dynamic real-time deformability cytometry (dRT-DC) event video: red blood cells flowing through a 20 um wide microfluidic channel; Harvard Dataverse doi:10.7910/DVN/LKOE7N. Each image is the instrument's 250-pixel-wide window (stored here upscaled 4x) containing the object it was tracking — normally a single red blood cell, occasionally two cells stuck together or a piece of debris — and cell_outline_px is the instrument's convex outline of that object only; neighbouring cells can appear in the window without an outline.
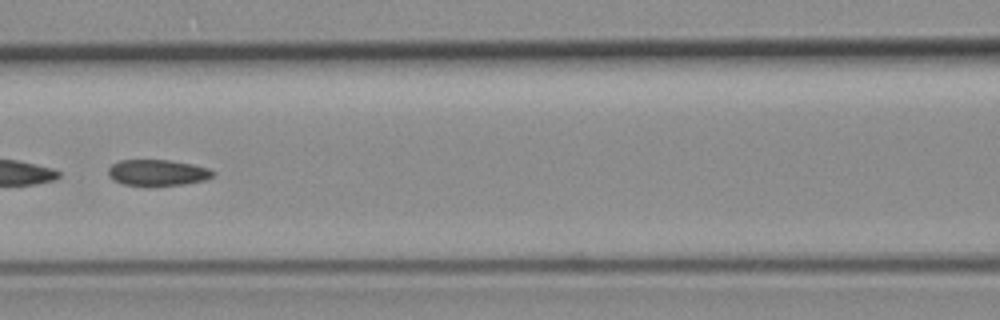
{"species": "common noctule bat (a hibernating species)", "species_latin": "Nyctalus noctula", "temperature_condition": "room temperature", "stored_images_in_passage": 51, "segment_of_instrument_passage": [2, 2], "camera_frame_rate_fps": 3000, "um_per_image_px": 0.085, "animal": {"sex": "female", "body_mass_g": 19.3, "forearm_length_mm": 54.1}, "frame": {"image": 1, "passage_image": 22, "time_ms": 7.0, "image_size_px": [1000, 320], "cell_outline_px": [[216, 176], [204, 180], [184, 184], [148, 188], [144, 188], [124, 184], [112, 180], [108, 176], [108, 168], [112, 164], [120, 160], [168, 160], [192, 164], [208, 168], [216, 172]], "centroid_in_image_um": [13.37, 14.71], "position_along_channel_um": 153.2, "area_um2": 16.59}}
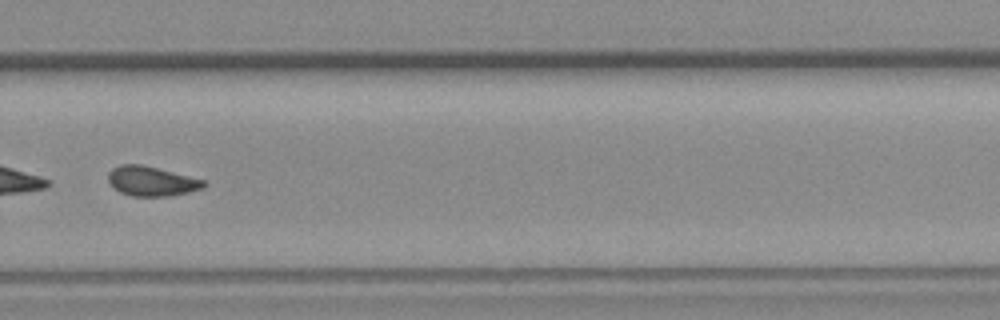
{"frame": {"image": 2, "passage_image": 35, "time_ms": 11.333, "image_size_px": [1000, 320], "cell_outline_px": [[208, 184], [204, 188], [188, 192], [164, 196], [132, 196], [120, 192], [112, 188], [108, 184], [108, 172], [112, 168], [120, 164], [140, 164], [204, 180]], "centroid_in_image_um": [12.83, 15.4], "position_along_channel_um": 317.0, "area_um2": 16.47}}